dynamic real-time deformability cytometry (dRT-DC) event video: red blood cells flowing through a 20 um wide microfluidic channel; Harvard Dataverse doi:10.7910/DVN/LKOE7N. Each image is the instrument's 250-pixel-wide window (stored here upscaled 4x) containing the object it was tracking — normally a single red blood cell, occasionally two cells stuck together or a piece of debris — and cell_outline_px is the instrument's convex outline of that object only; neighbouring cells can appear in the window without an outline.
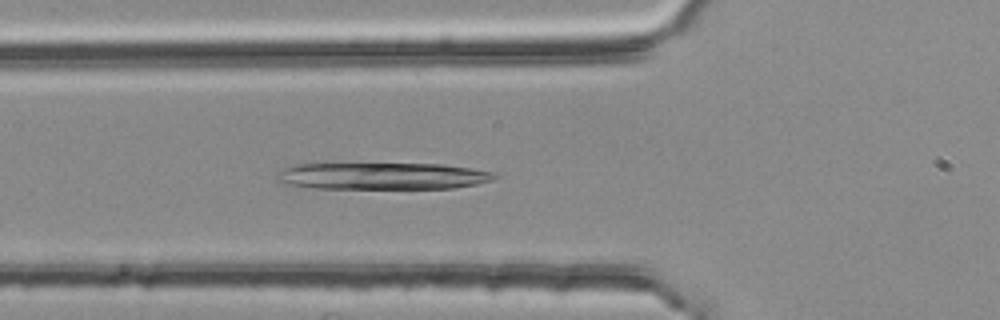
{"species": "common noctule bat (a hibernating species)", "species_latin": "Nyctalus noctula", "temperature_condition": "room temperature", "stored_images_in_passage": 53, "camera_frame_rate_fps": 3000, "um_per_image_px": 0.085, "animal": {"sex": "female", "body_mass_g": 25.1}, "frame": {"image": 1, "passage_image": 19, "time_ms": 6.0, "image_size_px": [1000, 320], "cell_outline_px": [[500, 176], [492, 180], [476, 184], [456, 188], [312, 188], [284, 184], [276, 180], [276, 172], [284, 168], [296, 164], [440, 164], [472, 168], [496, 172]], "centroid_in_image_um": [32.51, 14.96], "position_along_channel_um": 93.3, "area_um2": 34.22}}
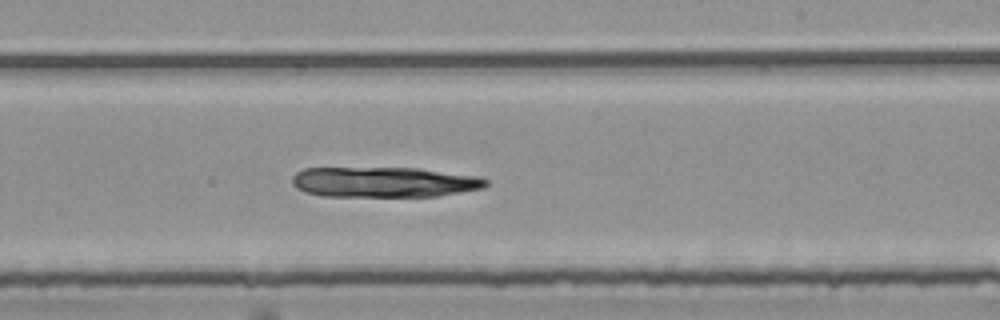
{"frame": {"image": 2, "passage_image": 32, "time_ms": 10.333, "image_size_px": [1000, 320], "cell_outline_px": [[488, 184], [484, 188], [440, 196], [320, 196], [304, 192], [296, 188], [292, 184], [292, 176], [296, 172], [304, 168], [416, 168], [476, 176], [488, 180]], "centroid_in_image_um": [32.61, 15.48], "position_along_channel_um": 256.4, "area_um2": 34.33}}
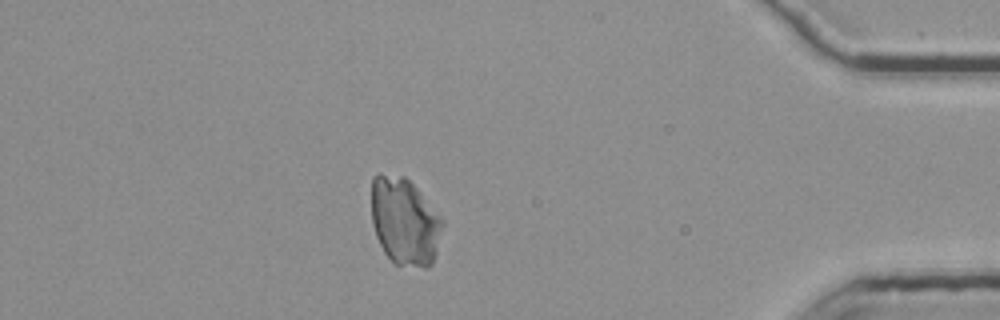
{"frame": {"image": 3, "passage_image": 47, "time_ms": 15.333, "image_size_px": [1000, 320], "cell_outline_px": [[444, 224], [436, 252], [432, 264], [428, 268], [424, 268], [396, 264], [384, 252], [376, 236], [372, 224], [372, 180], [380, 172], [404, 176], [416, 188], [444, 220]], "centroid_in_image_um": [34.4, 18.83], "position_along_channel_um": 400.8, "area_um2": 36.18}}